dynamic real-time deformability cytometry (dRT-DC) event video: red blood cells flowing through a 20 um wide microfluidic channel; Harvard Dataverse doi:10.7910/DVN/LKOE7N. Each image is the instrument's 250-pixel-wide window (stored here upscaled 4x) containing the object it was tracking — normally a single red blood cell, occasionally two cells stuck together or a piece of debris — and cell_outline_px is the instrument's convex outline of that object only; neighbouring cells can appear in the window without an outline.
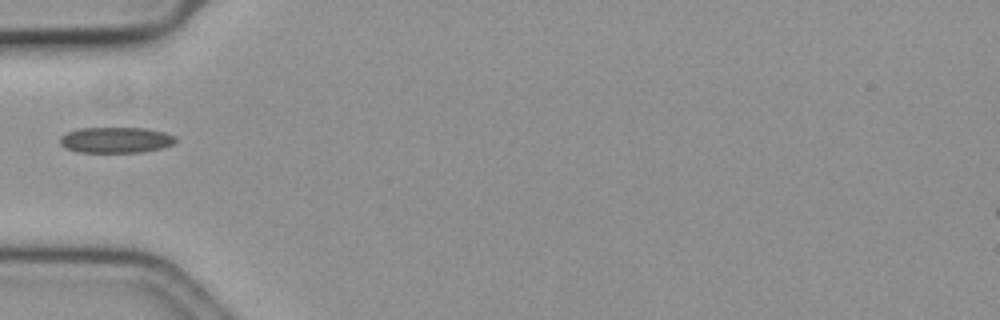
{"species": "common noctule bat (a hibernating species)", "species_latin": "Nyctalus noctula", "temperature_condition": "cold", "stored_images_in_passage": 39, "camera_frame_rate_fps": 3000, "um_per_image_px": 0.085, "animal": {"sex": "female", "body_mass_g": 19.3, "forearm_length_mm": 54.1}, "frame": {"image": 1, "passage_image": 1, "time_ms": 0.0, "image_size_px": [1000, 320], "cell_outline_px": [[176, 140], [172, 144], [160, 148], [140, 152], [76, 152], [64, 148], [60, 144], [60, 136], [68, 132], [80, 128], [148, 128], [164, 132], [176, 136]], "centroid_in_image_um": [9.82, 11.89], "position_along_channel_um": 75.2, "area_um2": 17.4}}
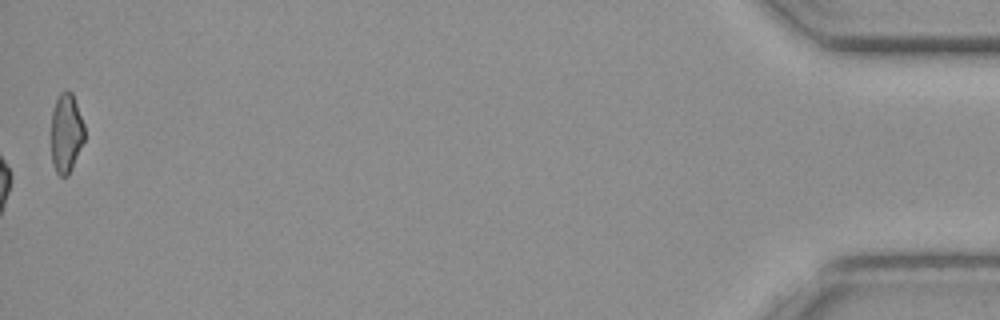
{"frame": {"image": 2, "passage_image": 39, "time_ms": 12.667, "image_size_px": [1000, 320], "cell_outline_px": [[84, 140], [72, 168], [68, 176], [60, 176], [56, 172], [52, 164], [52, 112], [56, 100], [60, 92], [72, 92], [84, 124]], "centroid_in_image_um": [5.63, 11.33], "position_along_channel_um": 429.6, "area_um2": 15.2}}